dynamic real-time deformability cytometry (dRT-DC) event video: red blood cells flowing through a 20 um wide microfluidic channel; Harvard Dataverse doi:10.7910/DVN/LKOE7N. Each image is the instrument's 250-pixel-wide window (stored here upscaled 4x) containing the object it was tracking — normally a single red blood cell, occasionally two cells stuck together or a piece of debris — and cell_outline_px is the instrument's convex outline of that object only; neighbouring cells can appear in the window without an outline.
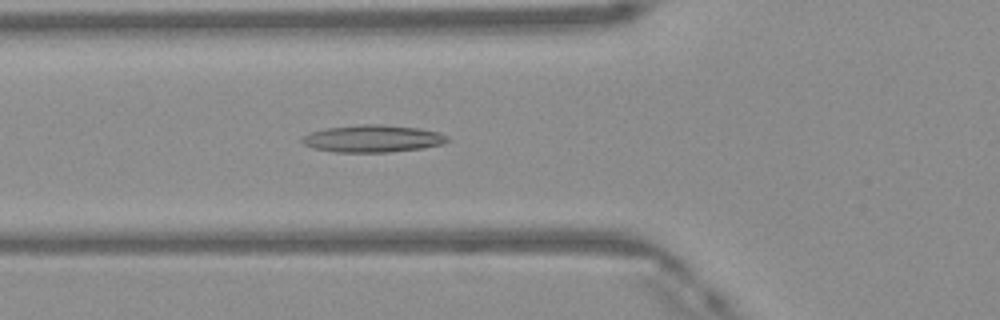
{"species": "Egyptian fruit bat (a non-hibernating species)", "species_latin": "Rousettus aegyptiacus", "temperature_condition": "warm", "stored_images_in_passage": 37, "camera_frame_rate_fps": 3000, "um_per_image_px": 0.085, "frame": {"image": 1, "passage_image": 5, "time_ms": 1.333, "image_size_px": [1000, 320], "cell_outline_px": [[448, 140], [444, 144], [424, 148], [388, 152], [336, 152], [312, 148], [304, 144], [300, 140], [308, 132], [324, 128], [360, 124], [380, 124], [420, 128], [440, 132], [448, 136]], "centroid_in_image_um": [31.68, 11.77], "position_along_channel_um": 94.1, "area_um2": 23.35}}
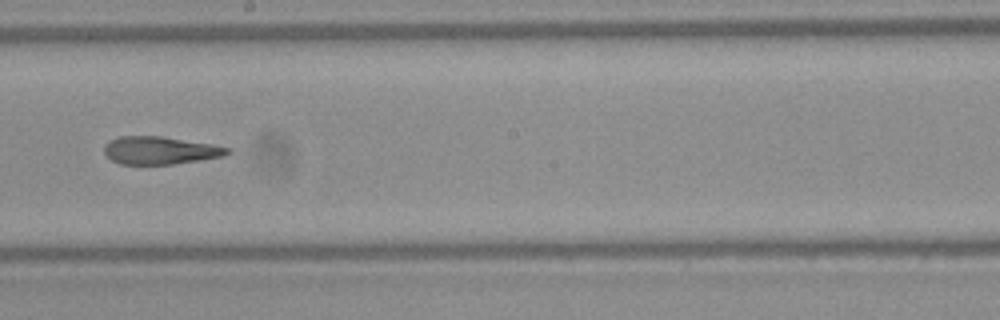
{"frame": {"image": 2, "passage_image": 15, "time_ms": 4.667, "image_size_px": [1000, 320], "cell_outline_px": [[232, 152], [224, 156], [200, 160], [172, 164], [120, 164], [112, 160], [104, 152], [104, 144], [108, 140], [120, 136], [160, 136], [212, 144], [232, 148]], "centroid_in_image_um": [13.62, 12.78], "position_along_channel_um": 234.6, "area_um2": 20.0}}
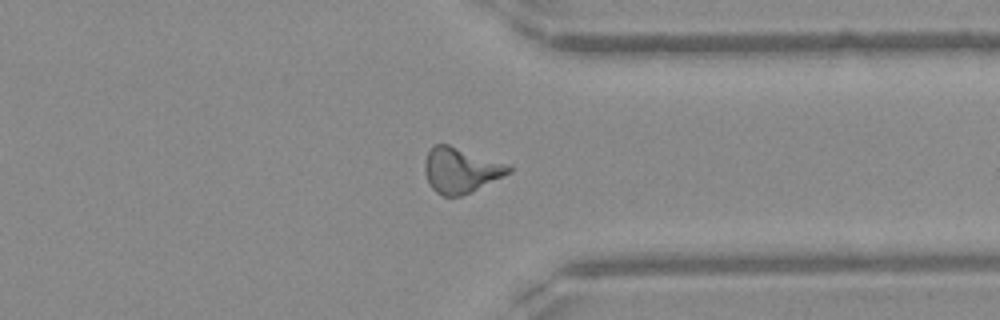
{"frame": {"image": 3, "passage_image": 25, "time_ms": 8.0, "image_size_px": [1000, 320], "cell_outline_px": [[512, 172], [472, 192], [460, 196], [444, 196], [436, 192], [432, 188], [424, 172], [424, 160], [432, 144], [448, 144], [508, 164], [512, 168]], "centroid_in_image_um": [39.15, 14.46], "position_along_channel_um": 372.2, "area_um2": 22.2}, "authors_computed_cell_mechanics": {"area_um2": 20.9814, "velocity_mm_per_s": 4.1925, "shape_relaxation_time_tau1_ms": null, "shape_relaxation_time_tau2_ms": 2.2869, "deformation_change_tau1": null, "deformation_change_tau2": 0.1306}}